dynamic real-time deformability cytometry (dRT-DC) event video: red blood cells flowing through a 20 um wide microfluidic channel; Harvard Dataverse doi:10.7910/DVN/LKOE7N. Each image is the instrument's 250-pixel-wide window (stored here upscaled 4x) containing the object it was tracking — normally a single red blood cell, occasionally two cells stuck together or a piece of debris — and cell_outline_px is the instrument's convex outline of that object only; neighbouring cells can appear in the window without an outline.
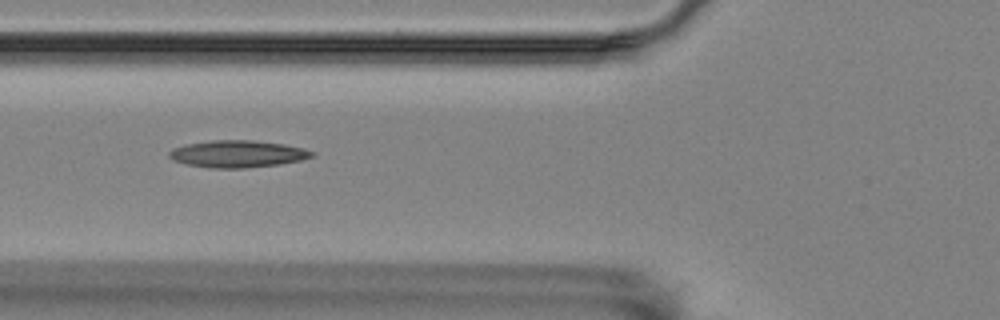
{"species": "Egyptian fruit bat (a non-hibernating species)", "species_latin": "Rousettus aegyptiacus", "temperature_condition": "room temperature", "stored_images_in_passage": 56, "camera_frame_rate_fps": 3000, "um_per_image_px": 0.085, "animal": {"sex": "female"}, "frame": {"image": 1, "passage_image": 21, "time_ms": 6.667, "image_size_px": [1000, 320], "cell_outline_px": [[316, 152], [312, 156], [300, 160], [280, 164], [244, 168], [208, 168], [188, 164], [172, 160], [168, 156], [168, 152], [172, 148], [184, 144], [212, 140], [252, 140], [284, 144], [304, 148]], "centroid_in_image_um": [20.16, 13.08], "position_along_channel_um": 105.6, "area_um2": 22.6}}
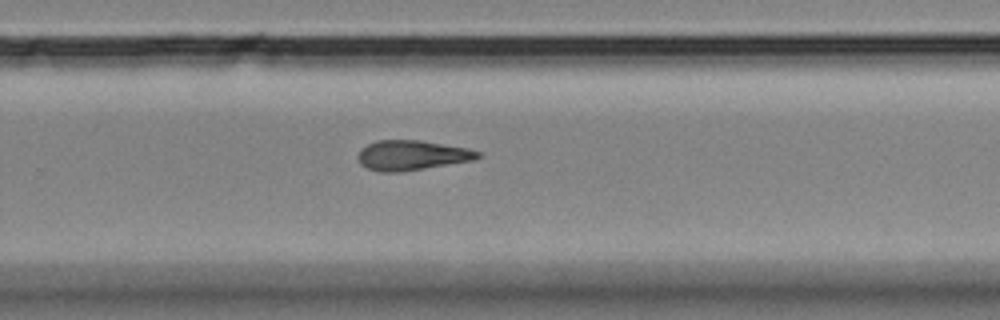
{"frame": {"image": 2, "passage_image": 37, "time_ms": 12.0, "image_size_px": [1000, 320], "cell_outline_px": [[480, 156], [472, 160], [400, 172], [380, 172], [368, 168], [360, 164], [360, 148], [376, 140], [420, 140], [468, 148], [480, 152]], "centroid_in_image_um": [34.99, 13.19], "position_along_channel_um": 294.8, "area_um2": 20.58}}
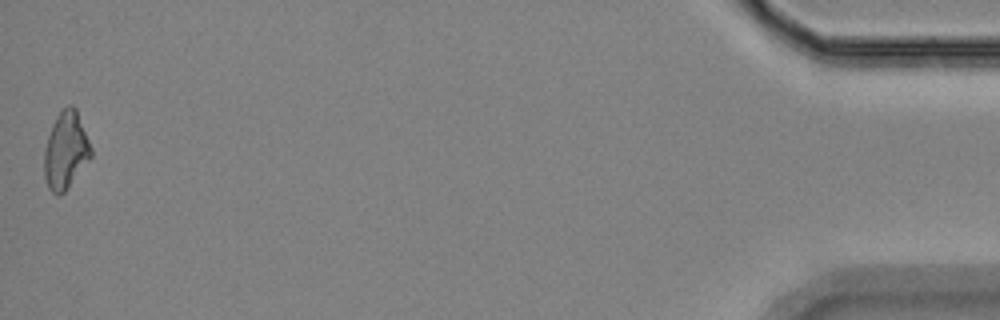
{"frame": {"image": 3, "passage_image": 56, "time_ms": 18.333, "image_size_px": [1000, 320], "cell_outline_px": [[92, 156], [68, 188], [60, 196], [56, 196], [48, 188], [44, 176], [44, 148], [52, 124], [56, 116], [68, 104], [72, 104], [76, 108], [92, 148]], "centroid_in_image_um": [5.58, 12.8], "position_along_channel_um": 429.6, "area_um2": 21.21}, "authors_computed_cell_mechanics": {"area_um2": 20.8369, "velocity_mm_per_s": 3.5437, "shape_relaxation_time_tau1_ms": null, "shape_relaxation_time_tau2_ms": 10.6945, "deformation_change_tau1": null, "deformation_change_tau2": 0.2435}}